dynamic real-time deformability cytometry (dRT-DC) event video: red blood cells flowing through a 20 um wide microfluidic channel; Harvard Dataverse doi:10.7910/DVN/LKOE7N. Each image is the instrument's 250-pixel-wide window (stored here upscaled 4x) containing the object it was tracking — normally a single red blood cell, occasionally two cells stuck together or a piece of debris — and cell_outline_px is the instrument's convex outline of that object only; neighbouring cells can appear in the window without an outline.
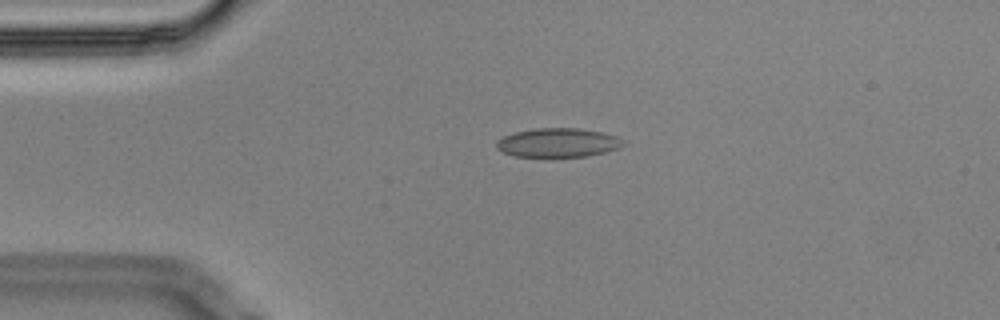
{"species": "Egyptian fruit bat (a non-hibernating species)", "species_latin": "Rousettus aegyptiacus", "temperature_condition": "cold", "stored_images_in_passage": 3, "camera_frame_rate_fps": 3000, "um_per_image_px": 0.085, "animal": {"sex": "male"}, "frame": {"image": 1, "passage_image": 2, "time_ms": 0.333, "image_size_px": [1000, 320], "cell_outline_px": [[628, 144], [620, 148], [588, 156], [552, 160], [548, 160], [512, 156], [496, 148], [496, 140], [504, 136], [516, 132], [536, 128], [580, 128], [600, 132], [616, 136], [624, 140]], "centroid_in_image_um": [47.42, 12.19], "position_along_channel_um": 37.6, "area_um2": 22.54}}